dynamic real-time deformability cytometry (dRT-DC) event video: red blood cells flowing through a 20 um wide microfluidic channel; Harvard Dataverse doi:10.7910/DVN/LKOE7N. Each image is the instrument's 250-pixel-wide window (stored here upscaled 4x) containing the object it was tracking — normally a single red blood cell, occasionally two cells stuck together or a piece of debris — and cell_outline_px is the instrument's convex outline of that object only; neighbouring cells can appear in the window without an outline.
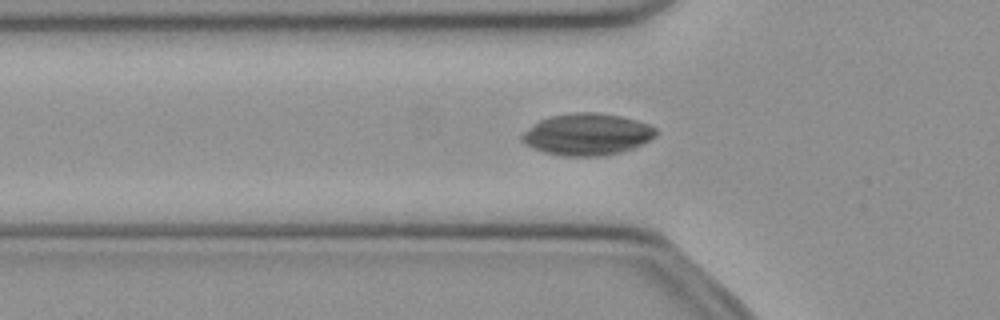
{"species": "common noctule bat (a hibernating species)", "species_latin": "Nyctalus noctula", "temperature_condition": "cold", "stored_images_in_passage": 42, "camera_frame_rate_fps": 3000, "um_per_image_px": 0.085, "animal": {"sex": "female", "body_mass_g": 21.9}, "frame": {"image": 1, "passage_image": 16, "time_ms": 5.0, "image_size_px": [1000, 320], "cell_outline_px": [[656, 136], [632, 148], [620, 152], [604, 156], [560, 156], [544, 152], [532, 148], [524, 144], [520, 140], [520, 136], [524, 132], [540, 120], [552, 116], [576, 112], [592, 112], [620, 116], [636, 120], [648, 124], [656, 128]], "centroid_in_image_um": [49.88, 11.43], "position_along_channel_um": 75.9, "area_um2": 32.43}}
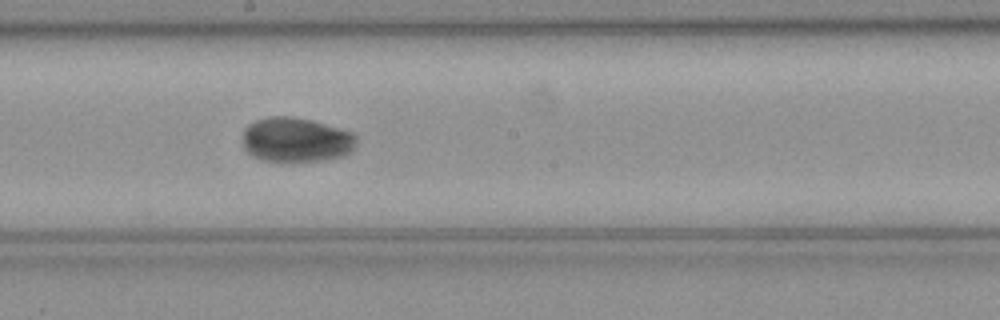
{"frame": {"image": 2, "passage_image": 27, "time_ms": 8.667, "image_size_px": [1000, 320], "cell_outline_px": [[356, 144], [352, 152], [344, 156], [324, 160], [288, 164], [260, 160], [252, 156], [244, 148], [244, 128], [248, 124], [256, 120], [268, 116], [292, 116], [312, 120], [352, 132], [356, 136]], "centroid_in_image_um": [25.17, 11.92], "position_along_channel_um": 223.0, "area_um2": 30.46}}
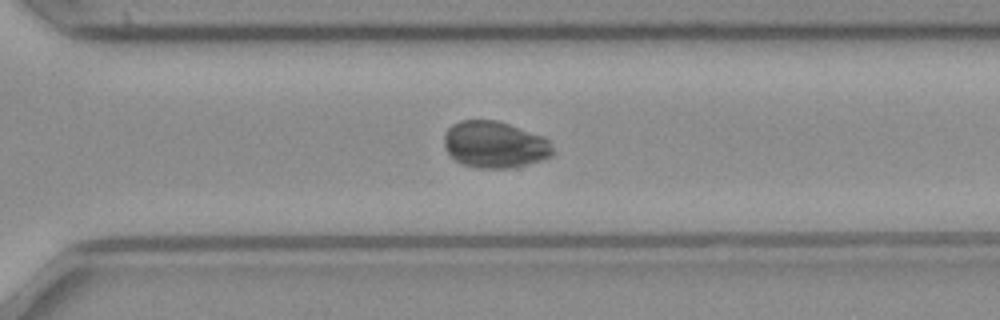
{"frame": {"image": 3, "passage_image": 35, "time_ms": 11.333, "image_size_px": [1000, 320], "cell_outline_px": [[556, 152], [552, 156], [528, 164], [512, 168], [476, 168], [460, 164], [448, 152], [444, 144], [444, 132], [452, 124], [460, 120], [496, 120], [544, 136], [548, 140]], "centroid_in_image_um": [42.06, 12.29], "position_along_channel_um": 328.5, "area_um2": 29.77}}